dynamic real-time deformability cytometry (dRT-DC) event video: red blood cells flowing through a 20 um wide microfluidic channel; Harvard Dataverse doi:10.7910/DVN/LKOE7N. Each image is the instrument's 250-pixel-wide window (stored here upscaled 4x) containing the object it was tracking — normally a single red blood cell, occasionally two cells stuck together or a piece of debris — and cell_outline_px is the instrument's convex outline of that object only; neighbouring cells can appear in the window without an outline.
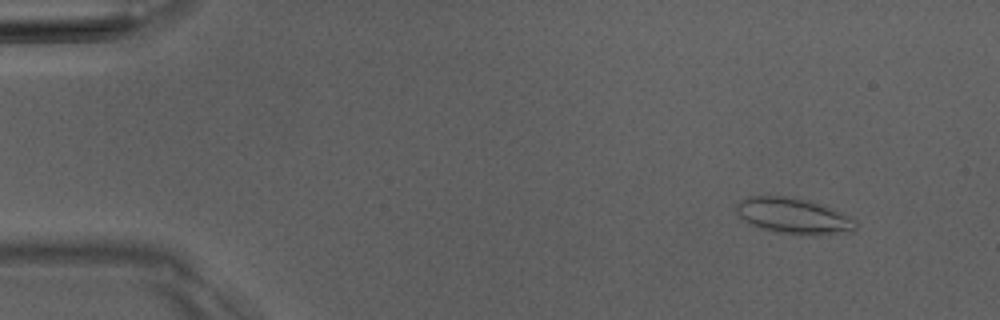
{"species": "Egyptian fruit bat (a non-hibernating species)", "species_latin": "Rousettus aegyptiacus", "temperature_condition": "room temperature", "stored_images_in_passage": 4, "camera_frame_rate_fps": 3000, "um_per_image_px": 0.085, "animal": {"sex": "male"}, "frame": {"image": 1, "passage_image": 2, "time_ms": 1.333, "image_size_px": [1000, 320], "cell_outline_px": [[856, 228], [852, 232], [816, 236], [776, 232], [752, 224], [740, 216], [736, 212], [736, 208], [740, 200], [748, 196], [784, 196], [808, 200], [852, 216], [856, 220]], "centroid_in_image_um": [67.52, 18.36], "position_along_channel_um": 17.5, "area_um2": 24.85}}